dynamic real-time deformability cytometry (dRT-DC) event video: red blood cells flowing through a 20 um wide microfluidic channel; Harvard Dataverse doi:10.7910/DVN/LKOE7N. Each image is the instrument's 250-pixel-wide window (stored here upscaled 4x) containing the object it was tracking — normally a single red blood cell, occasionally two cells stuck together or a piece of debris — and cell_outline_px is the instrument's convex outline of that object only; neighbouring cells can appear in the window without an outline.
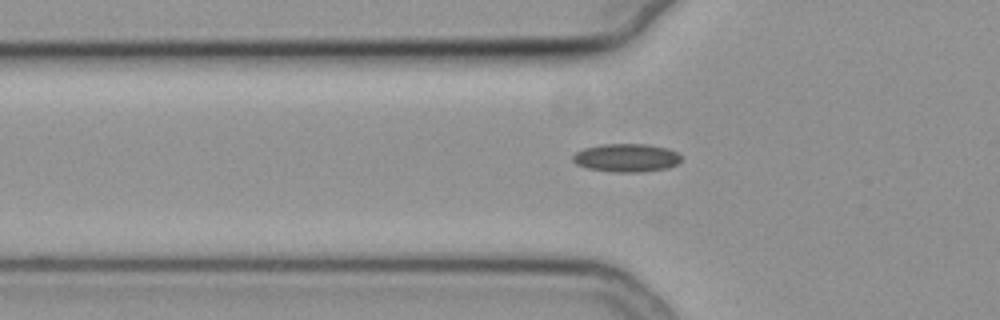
{"species": "common noctule bat (a hibernating species)", "species_latin": "Nyctalus noctula", "temperature_condition": "cold", "stored_images_in_passage": 31, "camera_frame_rate_fps": 3000, "um_per_image_px": 0.085, "animal": {"sex": "female", "body_mass_g": 19.3, "forearm_length_mm": 54.1}, "frame": {"image": 1, "passage_image": 2, "time_ms": 0.333, "image_size_px": [1000, 320], "cell_outline_px": [[680, 160], [676, 164], [668, 168], [640, 172], [616, 172], [588, 168], [576, 164], [572, 160], [572, 156], [576, 152], [584, 148], [604, 144], [644, 144], [668, 148], [676, 152], [680, 156]], "centroid_in_image_um": [53.23, 13.41], "position_along_channel_um": 72.6, "area_um2": 17.69}}
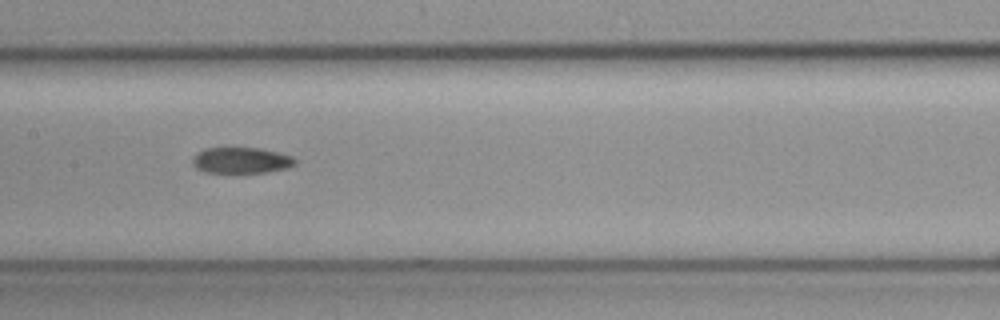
{"frame": {"image": 2, "passage_image": 11, "time_ms": 3.333, "image_size_px": [1000, 320], "cell_outline_px": [[296, 164], [288, 168], [268, 172], [204, 172], [196, 168], [192, 164], [192, 160], [200, 152], [208, 148], [260, 148], [292, 156], [296, 160]], "centroid_in_image_um": [20.54, 13.64], "position_along_channel_um": 186.9, "area_um2": 15.32}}
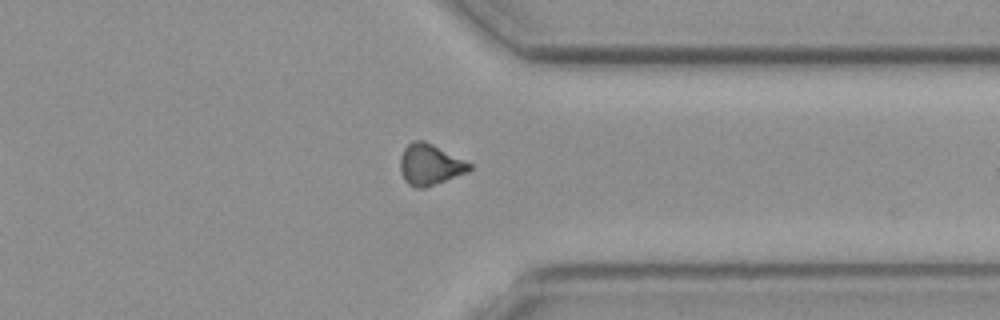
{"frame": {"image": 3, "passage_image": 26, "time_ms": 8.333, "image_size_px": [1000, 320], "cell_outline_px": [[472, 168], [468, 172], [424, 188], [416, 188], [408, 184], [404, 180], [400, 172], [400, 156], [404, 148], [408, 144], [416, 140], [424, 140], [472, 164]], "centroid_in_image_um": [36.52, 14.0], "position_along_channel_um": 374.9, "area_um2": 16.47}}